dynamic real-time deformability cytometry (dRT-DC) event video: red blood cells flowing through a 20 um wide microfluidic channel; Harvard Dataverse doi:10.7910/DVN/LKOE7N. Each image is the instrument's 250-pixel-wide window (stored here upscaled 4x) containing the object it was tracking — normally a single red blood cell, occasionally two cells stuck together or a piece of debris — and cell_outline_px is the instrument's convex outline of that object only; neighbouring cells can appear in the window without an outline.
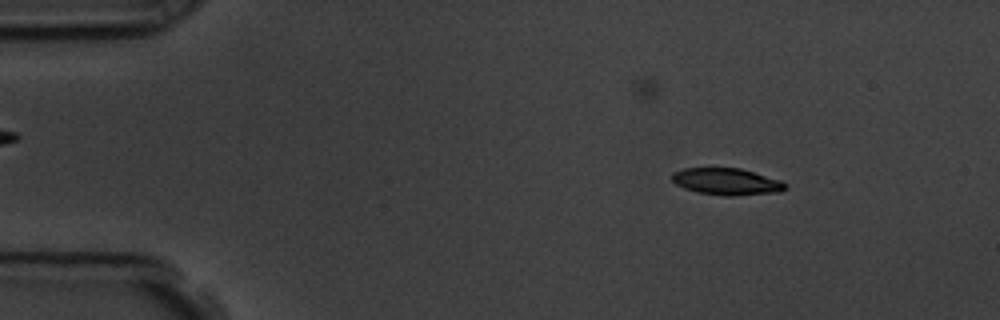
{"species": "common noctule bat (a hibernating species)", "species_latin": "Nyctalus noctula", "temperature_condition": "room temperature", "stored_images_in_passage": 57, "camera_frame_rate_fps": 3000, "um_per_image_px": 0.085, "animal": {"sex": "male", "body_mass_g": 19.5, "forearm_length_mm": 54.6}, "frame": {"image": 1, "passage_image": 8, "time_ms": 2.333, "image_size_px": [1000, 320], "cell_outline_px": [[788, 188], [780, 192], [736, 196], [724, 196], [696, 192], [684, 188], [676, 184], [672, 180], [672, 172], [684, 168], [740, 168], [780, 180], [788, 184]], "centroid_in_image_um": [61.78, 15.44], "position_along_channel_um": 23.2, "area_um2": 17.86}}
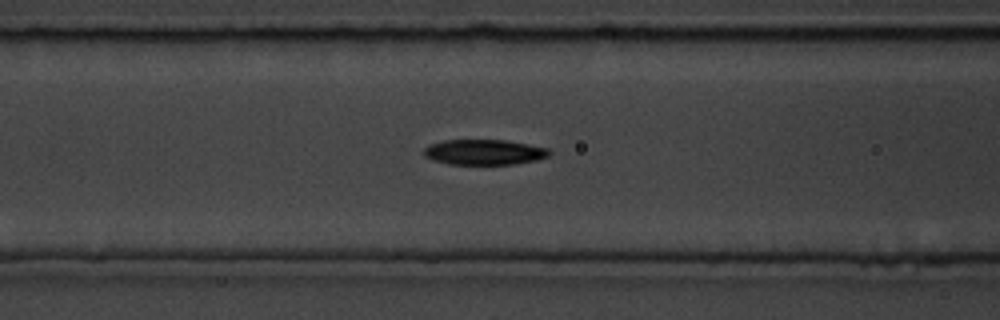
{"frame": {"image": 2, "passage_image": 23, "time_ms": 7.333, "image_size_px": [1000, 320], "cell_outline_px": [[552, 152], [548, 156], [536, 160], [516, 164], [448, 164], [424, 156], [424, 148], [428, 144], [444, 140], [504, 140], [528, 144], [548, 148]], "centroid_in_image_um": [41.16, 12.93], "position_along_channel_um": 125.4, "area_um2": 18.5}}
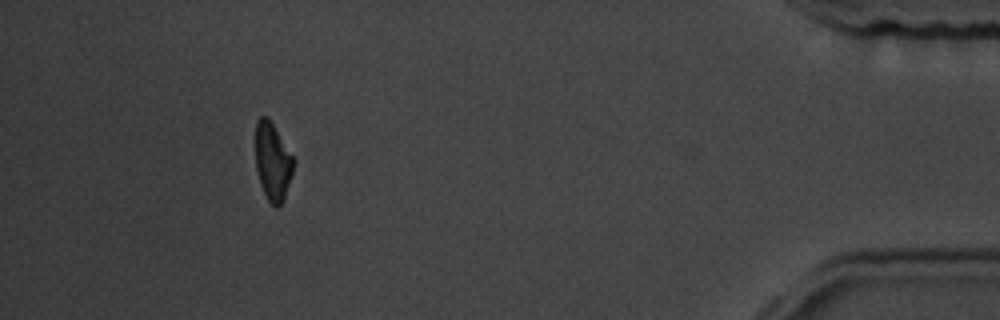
{"frame": {"image": 3, "passage_image": 52, "time_ms": 17.0, "image_size_px": [1000, 320], "cell_outline_px": [[296, 160], [284, 200], [276, 208], [268, 200], [260, 184], [256, 168], [256, 120], [260, 116], [268, 116]], "centroid_in_image_um": [23.19, 13.71], "position_along_channel_um": 412.0, "area_um2": 17.34}, "authors_computed_cell_mechanics": {"area_um2": 18.3226, "velocity_mm_per_s": 3.5968, "shape_relaxation_time_tau1_ms": 3.1065, "shape_relaxation_time_tau2_ms": 3.4531, "deformation_change_tau1": 0.138, "deformation_change_tau2": 0.0975}}